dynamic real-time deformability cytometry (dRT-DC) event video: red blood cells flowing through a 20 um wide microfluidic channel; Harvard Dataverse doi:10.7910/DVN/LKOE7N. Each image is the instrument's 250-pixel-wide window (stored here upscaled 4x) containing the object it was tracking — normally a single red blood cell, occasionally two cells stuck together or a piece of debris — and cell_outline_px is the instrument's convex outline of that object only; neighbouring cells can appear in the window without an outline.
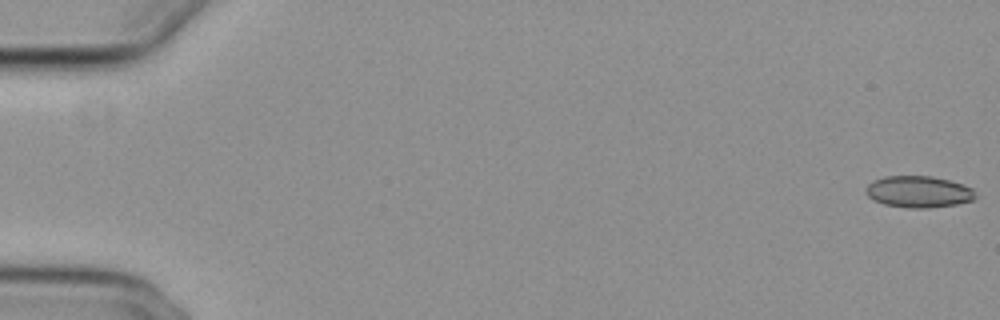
{"species": "common noctule bat (a hibernating species)", "species_latin": "Nyctalus noctula", "temperature_condition": "cold", "stored_images_in_passage": 55, "camera_frame_rate_fps": 3000, "um_per_image_px": 0.085, "animal": {"sex": "female", "body_mass_g": 29.2, "forearm_length_mm": 56.3}, "frame": {"image": 1, "passage_image": 1, "time_ms": 0.0, "image_size_px": [1000, 320], "cell_outline_px": [[976, 196], [972, 200], [956, 204], [928, 208], [908, 208], [884, 204], [872, 200], [864, 192], [868, 184], [876, 180], [888, 176], [932, 176], [948, 180], [972, 188]], "centroid_in_image_um": [78.05, 16.31], "position_along_channel_um": 7.0, "area_um2": 20.0}}
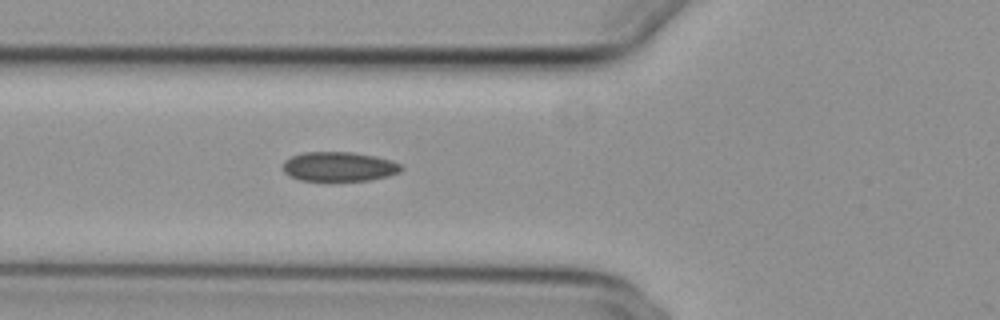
{"frame": {"image": 2, "passage_image": 21, "time_ms": 6.667, "image_size_px": [1000, 320], "cell_outline_px": [[404, 168], [400, 172], [388, 176], [368, 180], [332, 184], [328, 184], [300, 180], [288, 176], [284, 172], [284, 160], [292, 156], [304, 152], [352, 152], [372, 156], [388, 160], [400, 164]], "centroid_in_image_um": [28.77, 14.22], "position_along_channel_um": 97.0, "area_um2": 21.1}}
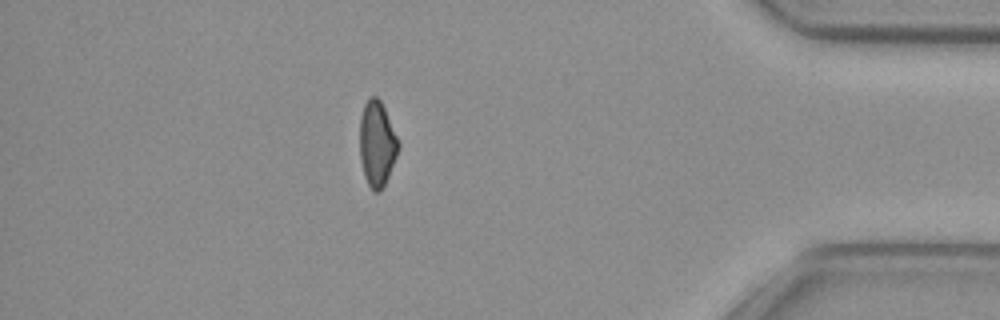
{"frame": {"image": 3, "passage_image": 48, "time_ms": 15.667, "image_size_px": [1000, 320], "cell_outline_px": [[400, 148], [388, 176], [380, 192], [372, 192], [364, 176], [360, 160], [360, 116], [364, 104], [368, 96], [376, 96], [380, 100], [384, 108], [400, 144]], "centroid_in_image_um": [32.03, 12.22], "position_along_channel_um": 403.2, "area_um2": 19.25}, "authors_computed_cell_mechanics": {"area_um2": 20.1722, "velocity_mm_per_s": 3.8546, "shape_relaxation_time_tau1_ms": null, "shape_relaxation_time_tau2_ms": 5.0785, "deformation_change_tau1": null, "deformation_change_tau2": 0.0944}}